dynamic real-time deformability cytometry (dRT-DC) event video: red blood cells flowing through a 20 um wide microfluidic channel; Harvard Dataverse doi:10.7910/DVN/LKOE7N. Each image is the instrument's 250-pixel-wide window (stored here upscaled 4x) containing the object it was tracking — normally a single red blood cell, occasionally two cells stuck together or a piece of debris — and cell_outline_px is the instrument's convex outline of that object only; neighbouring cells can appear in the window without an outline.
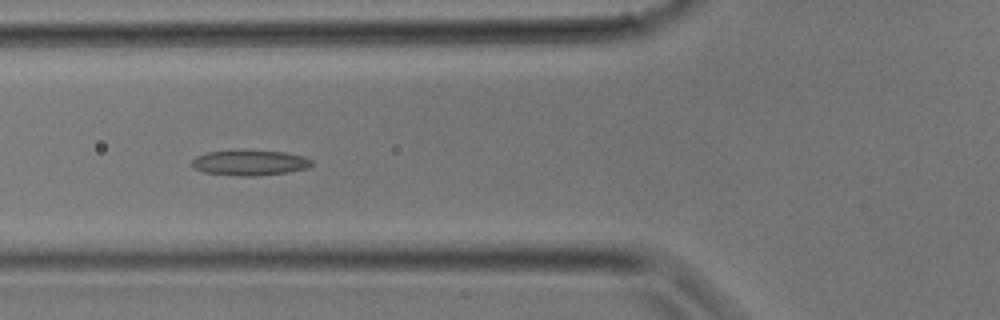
{"species": "common noctule bat (a hibernating species)", "species_latin": "Nyctalus noctula", "temperature_condition": "room temperature", "stored_images_in_passage": 31, "camera_frame_rate_fps": 3000, "um_per_image_px": 0.085, "animal": {"sex": "male", "body_mass_g": 17.9}, "frame": {"image": 1, "passage_image": 12, "time_ms": 3.667, "image_size_px": [1000, 320], "cell_outline_px": [[312, 164], [308, 168], [288, 172], [252, 176], [240, 176], [204, 172], [196, 168], [192, 164], [192, 160], [196, 156], [208, 152], [284, 152], [304, 156], [312, 160]], "centroid_in_image_um": [21.27, 13.86], "position_along_channel_um": 104.5, "area_um2": 16.99}}
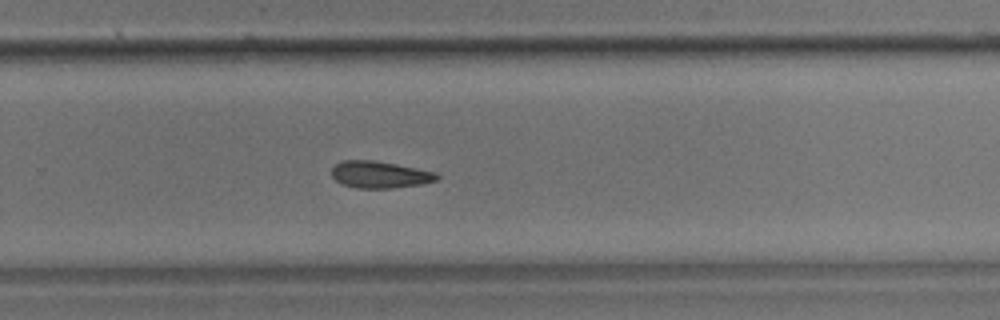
{"frame": {"image": 2, "passage_image": 21, "time_ms": 6.667, "image_size_px": [1000, 320], "cell_outline_px": [[440, 176], [436, 180], [420, 184], [392, 188], [356, 188], [340, 184], [332, 176], [332, 168], [340, 160], [376, 160], [436, 172]], "centroid_in_image_um": [32.25, 14.84], "position_along_channel_um": 297.6, "area_um2": 16.53}}
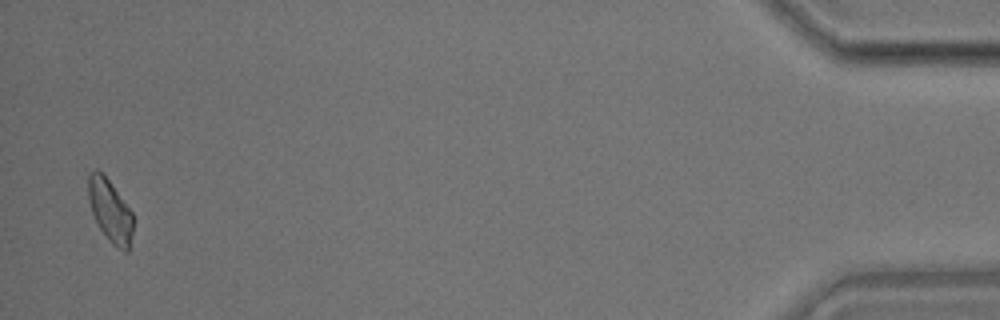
{"frame": {"image": 3, "passage_image": 31, "time_ms": 10.0, "image_size_px": [1000, 320], "cell_outline_px": [[132, 232], [128, 252], [124, 252], [112, 244], [100, 228], [92, 212], [88, 196], [88, 176], [96, 168], [108, 180], [132, 212]], "centroid_in_image_um": [9.36, 17.93], "position_along_channel_um": 425.8, "area_um2": 15.84}}